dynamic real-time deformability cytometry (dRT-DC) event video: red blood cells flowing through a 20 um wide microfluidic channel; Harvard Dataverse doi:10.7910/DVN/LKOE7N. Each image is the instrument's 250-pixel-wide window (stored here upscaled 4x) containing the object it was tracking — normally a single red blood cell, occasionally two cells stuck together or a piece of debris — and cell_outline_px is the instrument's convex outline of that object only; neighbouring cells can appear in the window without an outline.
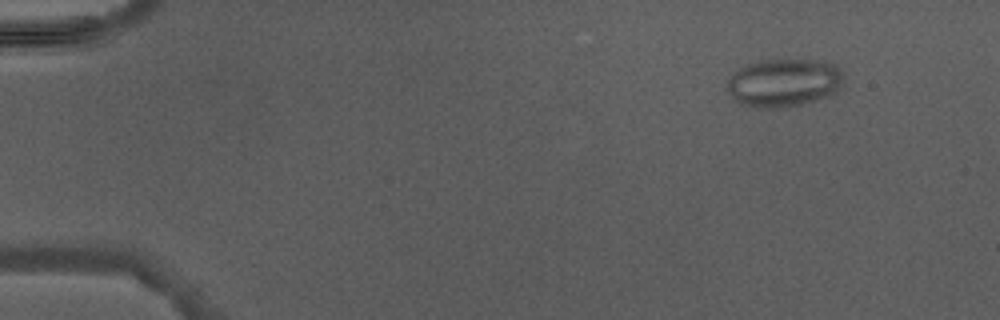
{"species": "Egyptian fruit bat (a non-hibernating species)", "species_latin": "Rousettus aegyptiacus", "temperature_condition": "warm", "stored_images_in_passage": 4, "camera_frame_rate_fps": 3000, "um_per_image_px": 0.085, "animal": {"sex": "male"}, "frame": {"image": 1, "passage_image": 1, "time_ms": 0.0, "image_size_px": [1000, 320], "cell_outline_px": [[844, 84], [836, 92], [828, 96], [816, 100], [800, 104], [780, 108], [756, 108], [740, 104], [732, 100], [724, 88], [732, 72], [748, 64], [764, 60], [820, 60], [832, 64], [840, 68]], "centroid_in_image_um": [66.58, 7.05], "position_along_channel_um": 18.4, "area_um2": 33.12}}